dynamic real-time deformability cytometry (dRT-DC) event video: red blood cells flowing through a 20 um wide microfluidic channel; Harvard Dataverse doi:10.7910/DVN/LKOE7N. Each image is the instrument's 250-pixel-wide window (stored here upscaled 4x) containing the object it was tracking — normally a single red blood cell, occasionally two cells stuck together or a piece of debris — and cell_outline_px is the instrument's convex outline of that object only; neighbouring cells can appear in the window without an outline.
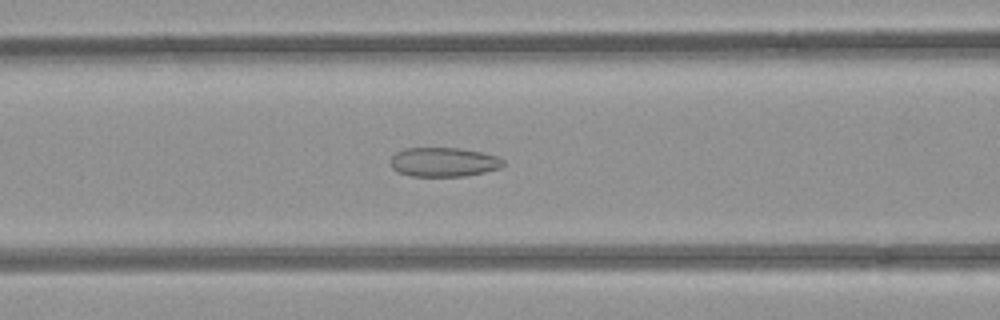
{"species": "common noctule bat (a hibernating species)", "species_latin": "Nyctalus noctula", "temperature_condition": "room temperature", "stored_images_in_passage": 50, "camera_frame_rate_fps": 3000, "um_per_image_px": 0.085, "animal": {"sex": "female", "body_mass_g": 21.9}, "frame": {"image": 1, "passage_image": 21, "time_ms": 6.667, "image_size_px": [1000, 320], "cell_outline_px": [[504, 164], [500, 168], [484, 172], [464, 176], [412, 176], [396, 172], [392, 168], [388, 160], [396, 152], [404, 148], [460, 148], [480, 152], [496, 156], [504, 160]], "centroid_in_image_um": [37.66, 13.77], "position_along_channel_um": 128.9, "area_um2": 19.31}}
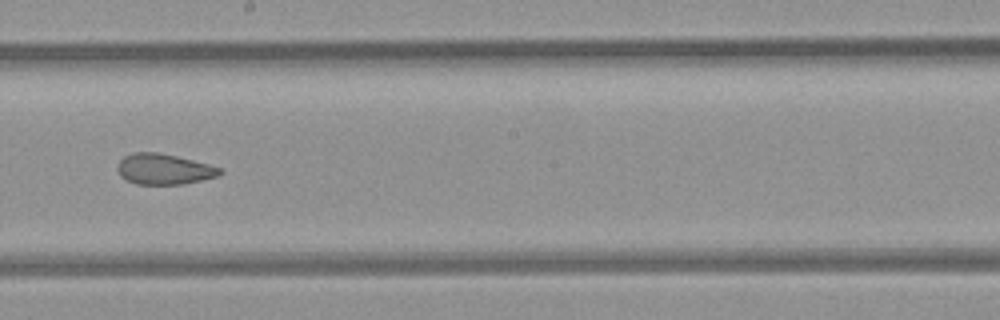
{"frame": {"image": 2, "passage_image": 29, "time_ms": 9.333, "image_size_px": [1000, 320], "cell_outline_px": [[224, 172], [216, 176], [184, 184], [136, 184], [120, 176], [116, 168], [116, 164], [124, 156], [136, 152], [156, 152], [176, 156], [224, 168]], "centroid_in_image_um": [13.93, 14.37], "position_along_channel_um": 234.3, "area_um2": 18.26}}
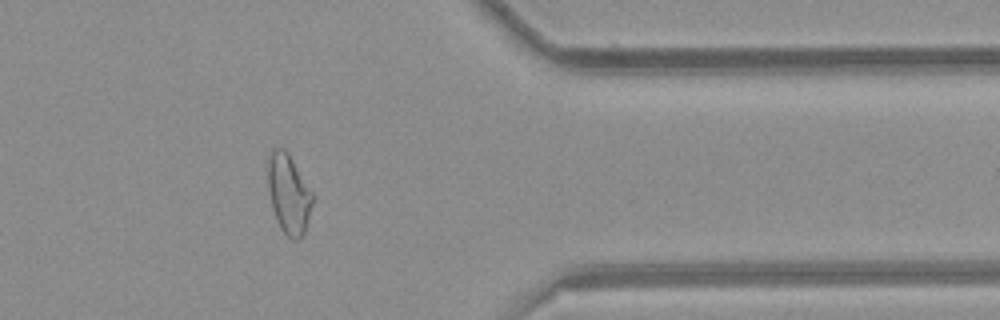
{"frame": {"image": 3, "passage_image": 42, "time_ms": 13.667, "image_size_px": [1000, 320], "cell_outline_px": [[312, 204], [304, 232], [296, 240], [292, 240], [280, 228], [276, 220], [272, 208], [268, 192], [268, 152], [272, 148], [284, 148], [288, 152], [312, 192]], "centroid_in_image_um": [24.5, 16.44], "position_along_channel_um": 386.9, "area_um2": 20.58}, "authors_computed_cell_mechanics": {"area_um2": 21.2704, "velocity_mm_per_s": 3.9425, "shape_relaxation_time_tau1_ms": null, "shape_relaxation_time_tau2_ms": 1.9442, "deformation_change_tau1": null, "deformation_change_tau2": 0.0819}}